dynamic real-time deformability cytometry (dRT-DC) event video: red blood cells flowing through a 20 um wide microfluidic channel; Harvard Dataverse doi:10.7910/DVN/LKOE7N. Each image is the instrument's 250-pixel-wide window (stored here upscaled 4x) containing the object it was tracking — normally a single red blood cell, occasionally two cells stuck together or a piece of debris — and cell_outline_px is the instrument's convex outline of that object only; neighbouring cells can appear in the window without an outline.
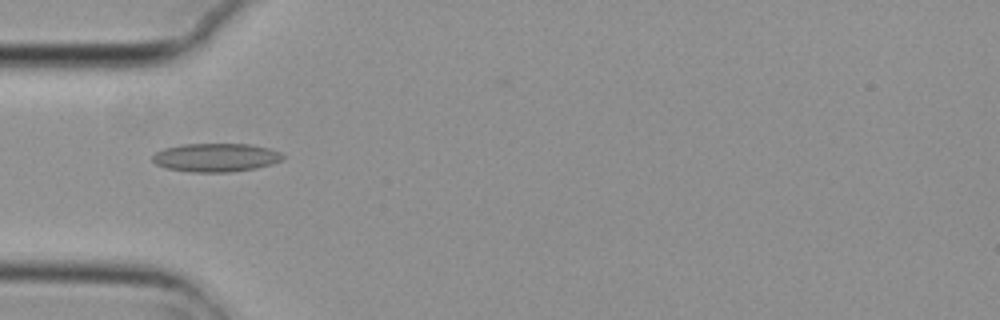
{"species": "common noctule bat (a hibernating species)", "species_latin": "Nyctalus noctula", "temperature_condition": "cold", "stored_images_in_passage": 4, "camera_frame_rate_fps": 3000, "um_per_image_px": 0.085, "animal": {"sex": "female", "body_mass_g": 29.2, "forearm_length_mm": 56.3}, "frame": {"image": 1, "passage_image": 3, "time_ms": 0.667, "image_size_px": [1000, 320], "cell_outline_px": [[284, 160], [272, 164], [256, 168], [228, 172], [192, 172], [164, 168], [156, 164], [152, 160], [152, 156], [156, 152], [164, 148], [184, 144], [252, 144], [268, 148], [280, 152], [284, 156]], "centroid_in_image_um": [18.35, 13.39], "position_along_channel_um": 66.6, "area_um2": 21.73}}
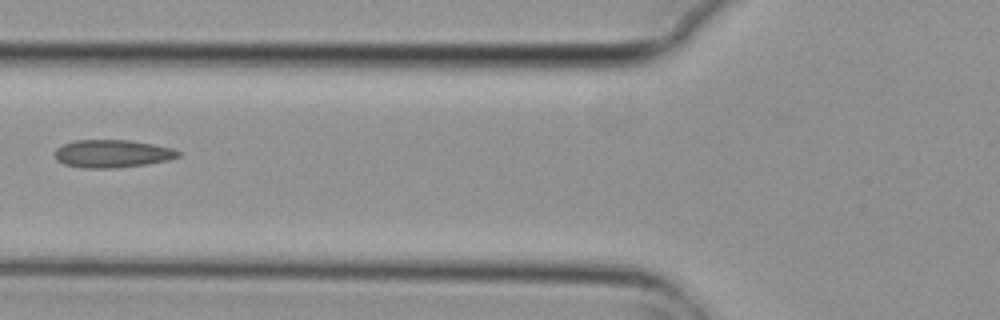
{"frame": {"image": 2, "passage_image": 4, "time_ms": 1.0, "image_size_px": [1000, 320], "cell_outline_px": [[184, 152], [180, 156], [168, 160], [148, 164], [116, 168], [84, 168], [64, 164], [56, 160], [56, 148], [64, 144], [76, 140], [128, 140], [152, 144], [172, 148]], "centroid_in_image_um": [9.58, 13.07], "position_along_channel_um": 116.2, "area_um2": 20.06}}